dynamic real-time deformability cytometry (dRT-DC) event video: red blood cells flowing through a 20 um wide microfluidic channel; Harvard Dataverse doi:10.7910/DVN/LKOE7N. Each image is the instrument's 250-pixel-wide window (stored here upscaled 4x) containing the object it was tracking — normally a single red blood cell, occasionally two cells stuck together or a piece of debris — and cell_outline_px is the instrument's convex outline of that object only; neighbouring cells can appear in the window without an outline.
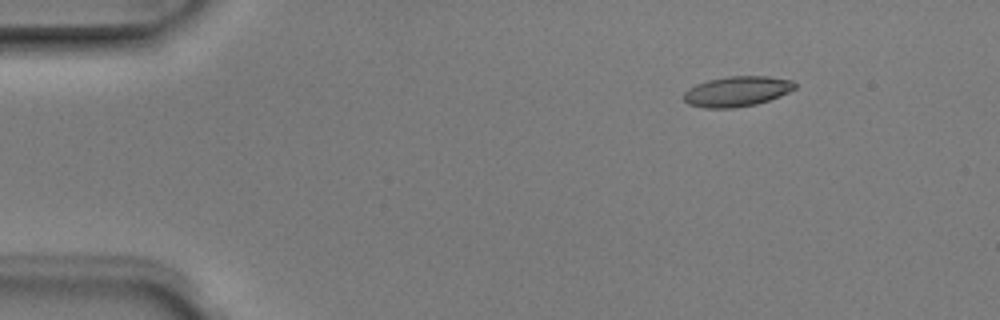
{"species": "Egyptian fruit bat (a non-hibernating species)", "species_latin": "Rousettus aegyptiacus", "temperature_condition": "room temperature", "stored_images_in_passage": 5, "camera_frame_rate_fps": 3000, "um_per_image_px": 0.085, "animal": {"sex": "male"}, "frame": {"image": 1, "passage_image": 1, "time_ms": 0.0, "image_size_px": [1000, 320], "cell_outline_px": [[796, 88], [780, 96], [756, 104], [732, 108], [704, 108], [688, 104], [684, 100], [684, 92], [688, 88], [696, 84], [708, 80], [728, 76], [768, 76], [792, 80], [796, 84]], "centroid_in_image_um": [62.63, 7.76], "position_along_channel_um": 22.4, "area_um2": 19.59}}
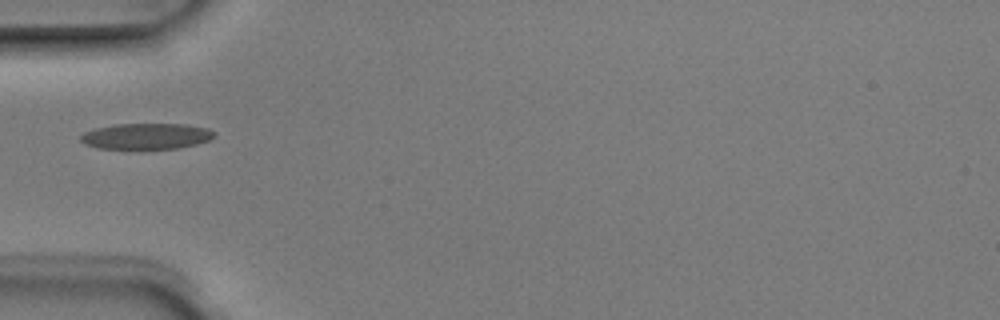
{"frame": {"image": 2, "passage_image": 4, "time_ms": 1.0, "image_size_px": [1000, 320], "cell_outline_px": [[212, 136], [208, 140], [196, 144], [176, 148], [100, 148], [84, 144], [80, 140], [80, 136], [84, 132], [96, 128], [116, 124], [184, 124], [208, 128], [212, 132]], "centroid_in_image_um": [12.39, 11.57], "position_along_channel_um": 72.6, "area_um2": 19.77}}
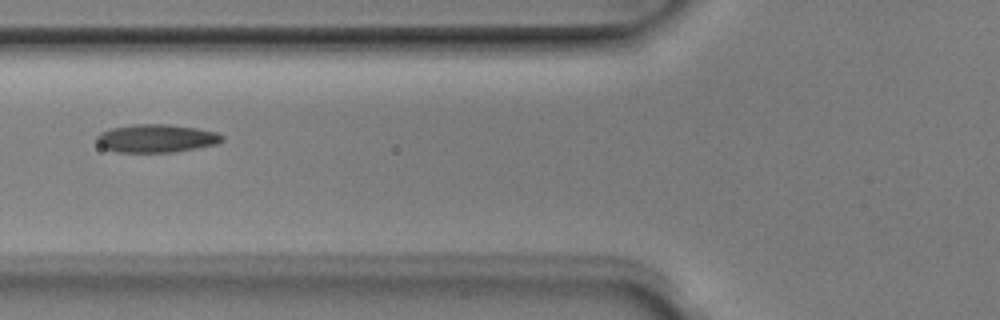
{"frame": {"image": 3, "passage_image": 5, "time_ms": 1.333, "image_size_px": [1000, 320], "cell_outline_px": [[224, 140], [216, 144], [176, 152], [116, 152], [104, 148], [96, 140], [96, 136], [100, 132], [112, 128], [132, 124], [168, 124], [196, 128], [216, 132], [224, 136]], "centroid_in_image_um": [13.29, 11.76], "position_along_channel_um": 112.5, "area_um2": 20.58}}